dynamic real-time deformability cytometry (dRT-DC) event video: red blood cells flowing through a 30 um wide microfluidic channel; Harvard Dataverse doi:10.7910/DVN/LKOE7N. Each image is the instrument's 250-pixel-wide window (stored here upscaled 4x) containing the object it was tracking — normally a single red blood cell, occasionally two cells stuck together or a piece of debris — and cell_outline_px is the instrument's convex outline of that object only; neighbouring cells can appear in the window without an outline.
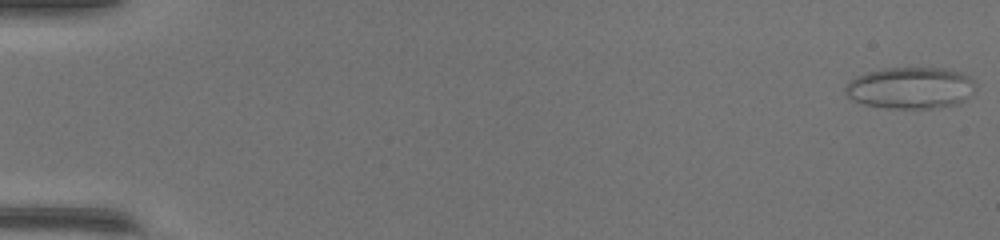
{"species": "common noctule bat (a hibernating species)", "species_latin": "Nyctalus noctula", "temperature_condition": "warm", "stored_images_in_passage": 50, "camera_frame_rate_fps": 3000, "um_per_image_px": 0.085, "animal": {"sex": "female", "body_mass_g": 17.0, "forearm_length_mm": 48.0}, "frame": {"image": 1, "passage_image": 1, "time_ms": 0.0, "image_size_px": [1000, 240], "cell_outline_px": [[976, 88], [972, 96], [956, 104], [932, 108], [884, 108], [864, 104], [852, 100], [844, 92], [844, 88], [856, 76], [868, 72], [884, 68], [944, 68], [960, 72], [972, 76], [976, 84]], "centroid_in_image_um": [77.44, 7.47], "position_along_channel_um": 7.6, "area_um2": 31.85}}
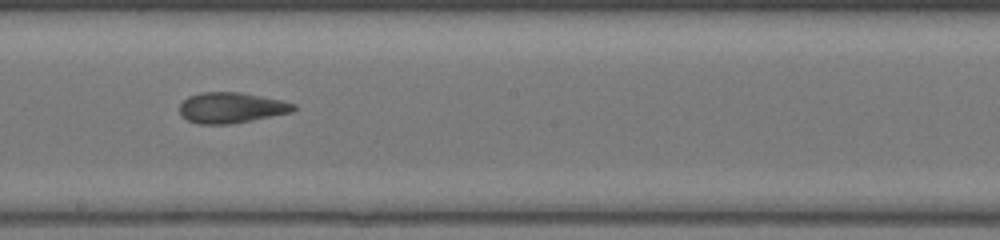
{"frame": {"image": 2, "passage_image": 29, "time_ms": 9.333, "image_size_px": [1000, 240], "cell_outline_px": [[296, 108], [292, 112], [252, 120], [228, 124], [200, 124], [188, 120], [180, 112], [180, 104], [188, 96], [200, 92], [240, 92], [284, 100], [296, 104]], "centroid_in_image_um": [19.69, 9.14], "position_along_channel_um": 228.5, "area_um2": 20.35}}
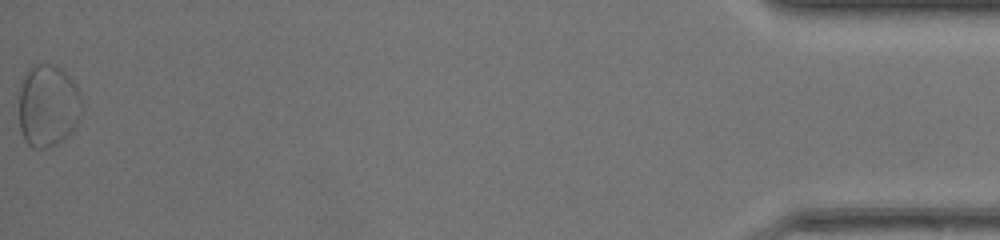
{"frame": {"image": 3, "passage_image": 50, "time_ms": 16.333, "image_size_px": [1000, 240], "cell_outline_px": [[80, 112], [76, 124], [72, 132], [68, 136], [56, 144], [48, 148], [32, 148], [24, 140], [20, 132], [20, 80], [28, 68], [32, 64], [56, 64], [76, 84], [80, 92]], "centroid_in_image_um": [4.05, 8.97], "position_along_channel_um": 431.1, "area_um2": 30.4}, "authors_computed_cell_mechanics": {"area_um2": 20.9814, "velocity_mm_per_s": 4.2575, "shape_relaxation_time_tau1_ms": 6.7069, "shape_relaxation_time_tau2_ms": 2.2521, "deformation_change_tau1": 0.1778, "deformation_change_tau2": 0.0985}}